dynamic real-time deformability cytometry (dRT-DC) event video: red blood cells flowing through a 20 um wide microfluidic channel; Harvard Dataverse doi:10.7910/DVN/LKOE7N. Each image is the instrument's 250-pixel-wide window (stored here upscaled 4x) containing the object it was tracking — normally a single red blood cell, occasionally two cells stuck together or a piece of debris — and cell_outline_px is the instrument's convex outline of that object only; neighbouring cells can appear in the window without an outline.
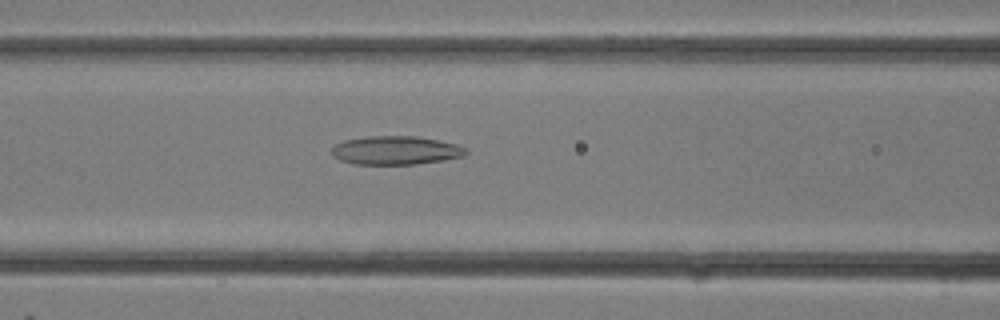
{"species": "common noctule bat (a hibernating species)", "species_latin": "Nyctalus noctula", "temperature_condition": "room temperature", "stored_images_in_passage": 14, "camera_frame_rate_fps": 3000, "um_per_image_px": 0.085, "animal": {"sex": "female"}, "frame": {"image": 1, "passage_image": 12, "time_ms": 3.667, "image_size_px": [1000, 320], "cell_outline_px": [[468, 152], [464, 156], [444, 160], [416, 164], [352, 164], [340, 160], [332, 156], [332, 148], [336, 144], [344, 140], [368, 136], [416, 136], [456, 144], [468, 148]], "centroid_in_image_um": [33.64, 12.78], "position_along_channel_um": 133.0, "area_um2": 22.43}}
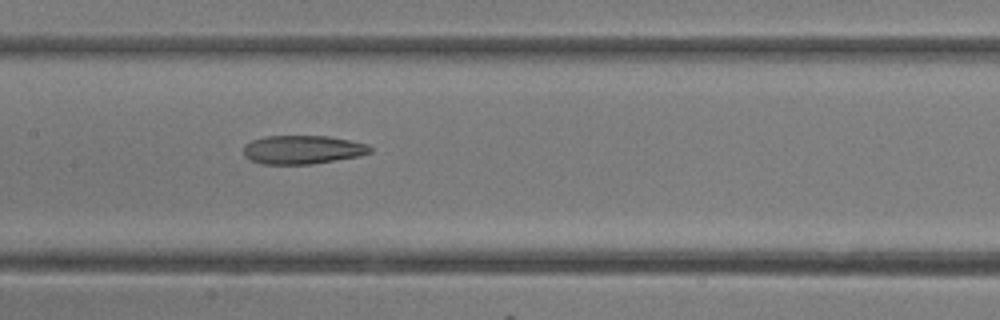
{"frame": {"image": 2, "passage_image": 14, "time_ms": 4.333, "image_size_px": [1000, 320], "cell_outline_px": [[372, 152], [360, 156], [312, 164], [260, 164], [244, 156], [244, 144], [252, 140], [264, 136], [328, 136], [368, 144], [372, 148]], "centroid_in_image_um": [25.72, 12.72], "position_along_channel_um": 181.7, "area_um2": 21.21}}